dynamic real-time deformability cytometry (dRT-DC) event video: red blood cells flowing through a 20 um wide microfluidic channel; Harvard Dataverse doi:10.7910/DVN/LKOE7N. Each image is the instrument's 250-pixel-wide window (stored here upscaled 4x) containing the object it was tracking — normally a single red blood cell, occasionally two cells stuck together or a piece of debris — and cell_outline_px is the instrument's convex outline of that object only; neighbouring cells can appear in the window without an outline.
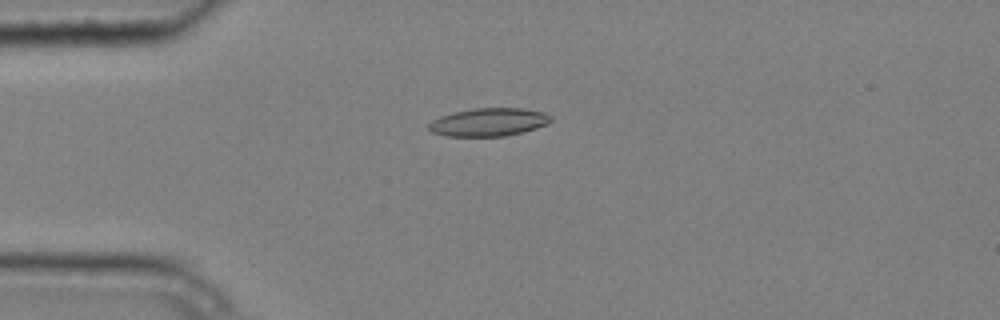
{"species": "common noctule bat (a hibernating species)", "species_latin": "Nyctalus noctula", "temperature_condition": "cold", "stored_images_in_passage": 6, "camera_frame_rate_fps": 3000, "um_per_image_px": 0.085, "animal": {"sex": "male", "body_mass_g": 20.4}, "frame": {"image": 1, "passage_image": 2, "time_ms": 0.333, "image_size_px": [1000, 320], "cell_outline_px": [[552, 120], [548, 124], [524, 132], [508, 136], [444, 136], [432, 132], [428, 128], [428, 124], [432, 120], [440, 116], [452, 112], [472, 108], [524, 108], [544, 112], [552, 116]], "centroid_in_image_um": [41.55, 10.38], "position_along_channel_um": 43.4, "area_um2": 20.29}}
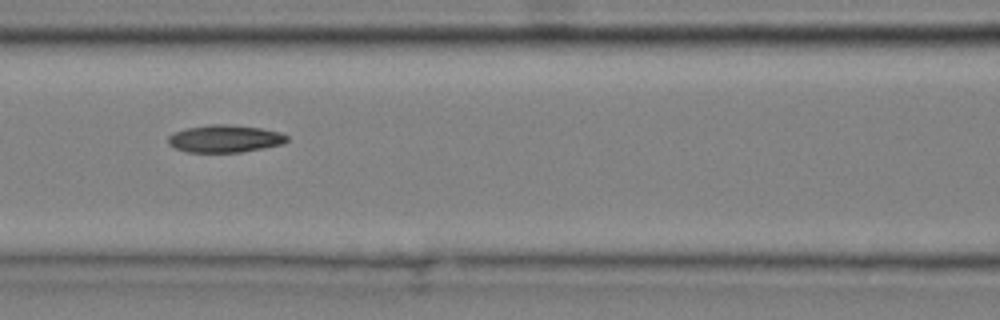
{"frame": {"image": 2, "passage_image": 5, "time_ms": 1.333, "image_size_px": [1000, 320], "cell_outline_px": [[288, 140], [284, 144], [264, 148], [240, 152], [188, 152], [176, 148], [168, 144], [168, 136], [172, 132], [184, 128], [208, 124], [228, 124], [260, 128], [280, 132], [288, 136]], "centroid_in_image_um": [19.1, 11.78], "position_along_channel_um": 147.5, "area_um2": 19.19}}
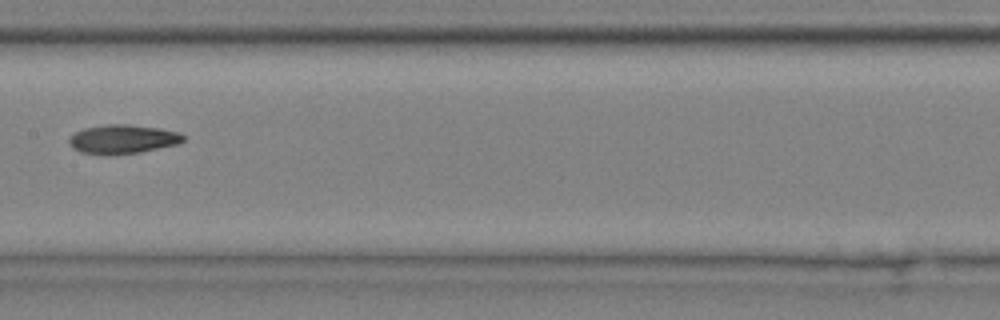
{"frame": {"image": 3, "passage_image": 6, "time_ms": 1.667, "image_size_px": [1000, 320], "cell_outline_px": [[184, 140], [176, 144], [140, 152], [112, 156], [104, 156], [80, 152], [72, 148], [68, 144], [68, 140], [76, 132], [84, 128], [108, 124], [128, 124], [160, 128], [180, 132], [184, 136]], "centroid_in_image_um": [10.4, 11.84], "position_along_channel_um": 197.0, "area_um2": 19.54}}